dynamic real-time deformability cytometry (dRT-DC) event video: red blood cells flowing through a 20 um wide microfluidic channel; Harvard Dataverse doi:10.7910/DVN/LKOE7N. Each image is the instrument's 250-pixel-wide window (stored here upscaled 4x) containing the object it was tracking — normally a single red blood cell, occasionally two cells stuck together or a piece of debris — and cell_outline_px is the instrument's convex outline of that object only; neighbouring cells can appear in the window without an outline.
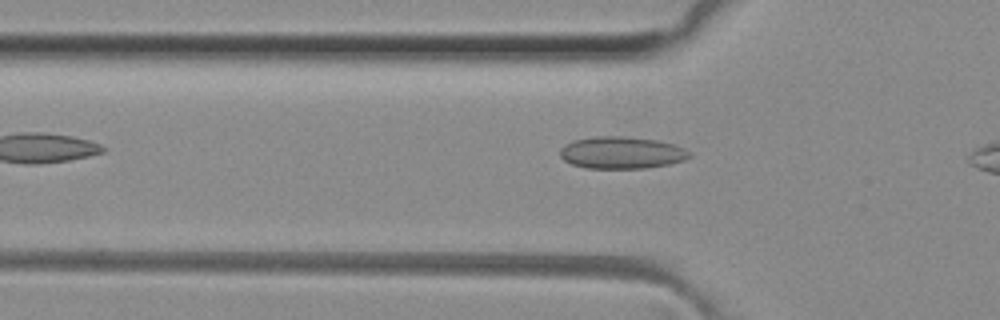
{"species": "common noctule bat (a hibernating species)", "species_latin": "Nyctalus noctula", "temperature_condition": "room temperature", "stored_images_in_passage": 26, "camera_frame_rate_fps": 3000, "um_per_image_px": 0.085, "animal": {"sex": "female", "body_mass_g": 29.2, "forearm_length_mm": 56.3}, "frame": {"image": 1, "passage_image": 2, "time_ms": 0.333, "image_size_px": [1000, 320], "cell_outline_px": [[692, 156], [684, 160], [668, 164], [644, 168], [584, 168], [572, 164], [564, 160], [560, 156], [560, 148], [564, 144], [572, 140], [596, 136], [624, 136], [656, 140], [672, 144], [684, 148], [692, 152]], "centroid_in_image_um": [52.82, 12.97], "position_along_channel_um": 73.0, "area_um2": 24.28}}
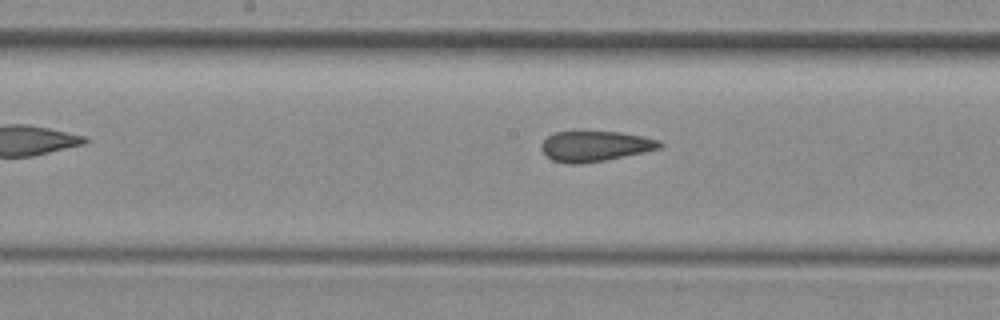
{"frame": {"image": 2, "passage_image": 11, "time_ms": 3.333, "image_size_px": [1000, 320], "cell_outline_px": [[664, 144], [660, 148], [644, 152], [604, 160], [580, 164], [568, 164], [552, 160], [540, 148], [540, 144], [548, 136], [556, 132], [620, 132], [644, 136], [660, 140]], "centroid_in_image_um": [50.6, 12.42], "position_along_channel_um": 197.6, "area_um2": 20.87}}
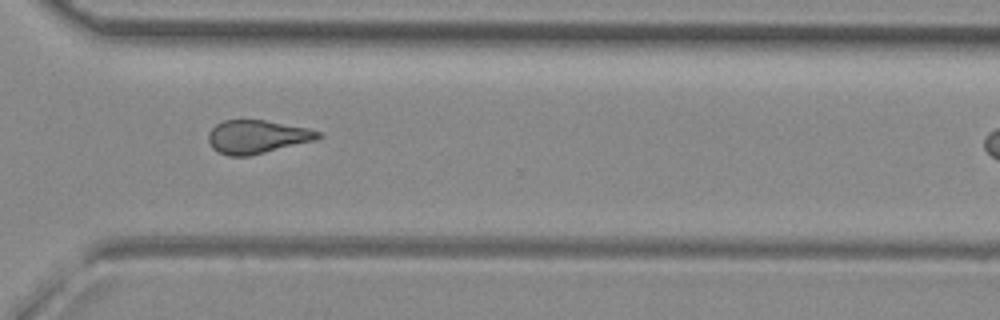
{"frame": {"image": 3, "passage_image": 22, "time_ms": 7.0, "image_size_px": [1000, 320], "cell_outline_px": [[324, 136], [316, 140], [248, 156], [228, 156], [212, 148], [208, 140], [208, 132], [216, 124], [224, 120], [264, 120], [308, 128], [320, 132]], "centroid_in_image_um": [21.85, 11.62], "position_along_channel_um": 348.8, "area_um2": 21.27}}